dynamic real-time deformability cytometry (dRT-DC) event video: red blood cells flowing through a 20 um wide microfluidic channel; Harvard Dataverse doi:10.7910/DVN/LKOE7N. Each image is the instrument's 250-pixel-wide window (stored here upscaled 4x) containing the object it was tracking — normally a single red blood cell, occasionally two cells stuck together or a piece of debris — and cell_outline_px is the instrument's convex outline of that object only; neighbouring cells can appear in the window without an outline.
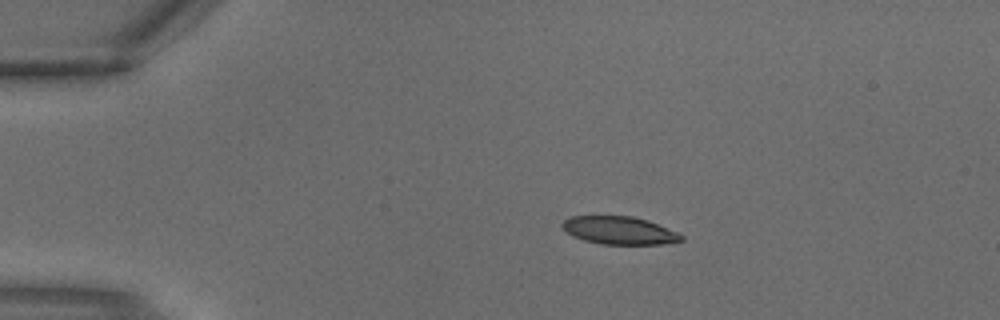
{"species": "common noctule bat (a hibernating species)", "species_latin": "Nyctalus noctula", "temperature_condition": "warm", "stored_images_in_passage": 2, "camera_frame_rate_fps": 3000, "um_per_image_px": 0.085, "animal": {"sex": "male", "body_mass_g": 18.8}, "frame": {"image": 1, "passage_image": 1, "time_ms": 0.0, "image_size_px": [1000, 320], "cell_outline_px": [[684, 240], [664, 244], [600, 244], [584, 240], [572, 236], [560, 224], [564, 220], [572, 216], [632, 216], [648, 220], [676, 232], [684, 236]], "centroid_in_image_um": [52.64, 19.59], "position_along_channel_um": 32.4, "area_um2": 19.25}}
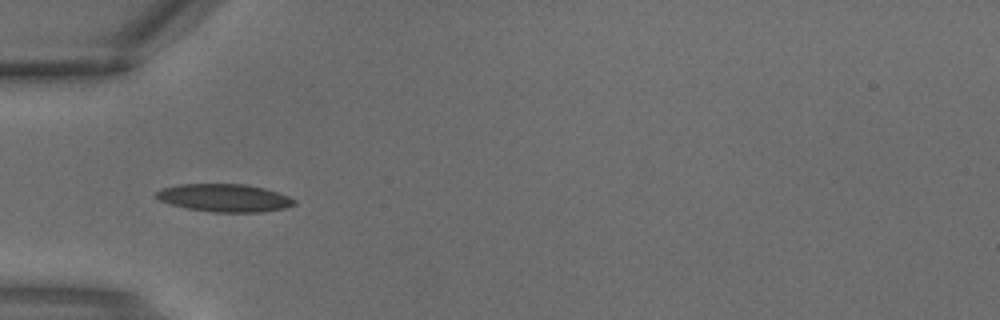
{"frame": {"image": 2, "passage_image": 2, "time_ms": 0.333, "image_size_px": [1000, 320], "cell_outline_px": [[296, 204], [284, 208], [264, 212], [212, 212], [188, 208], [168, 204], [160, 200], [156, 196], [156, 192], [160, 188], [180, 184], [248, 184], [264, 188], [288, 196], [296, 200]], "centroid_in_image_um": [19.07, 16.82], "position_along_channel_um": 65.9, "area_um2": 22.43}}